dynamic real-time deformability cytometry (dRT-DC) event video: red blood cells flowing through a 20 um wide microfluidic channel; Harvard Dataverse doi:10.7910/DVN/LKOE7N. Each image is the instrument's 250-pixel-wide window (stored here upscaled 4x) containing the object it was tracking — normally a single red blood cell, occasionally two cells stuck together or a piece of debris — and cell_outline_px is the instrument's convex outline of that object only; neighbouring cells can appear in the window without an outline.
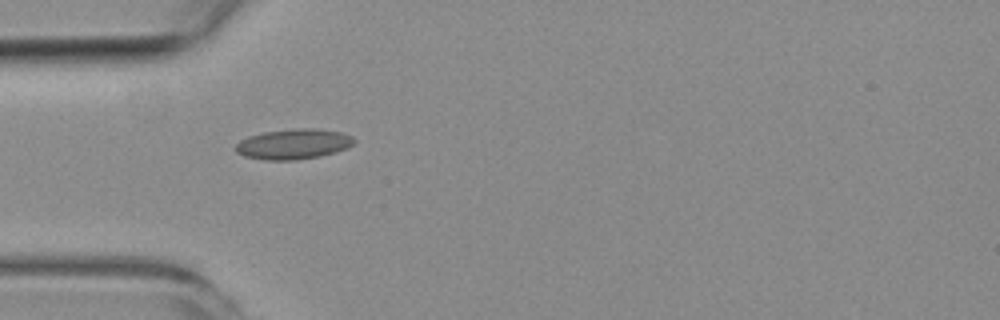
{"species": "common noctule bat (a hibernating species)", "species_latin": "Nyctalus noctula", "temperature_condition": "room temperature", "stored_images_in_passage": 2, "camera_frame_rate_fps": 3000, "um_per_image_px": 0.085, "animal": {"sex": "female", "body_mass_g": 19.3, "forearm_length_mm": 54.1}, "frame": {"image": 1, "passage_image": 1, "time_ms": 0.0, "image_size_px": [1000, 320], "cell_outline_px": [[356, 140], [348, 148], [320, 156], [296, 160], [264, 160], [244, 156], [236, 152], [236, 144], [240, 140], [248, 136], [264, 132], [300, 128], [316, 128], [340, 132], [352, 136]], "centroid_in_image_um": [24.94, 12.25], "position_along_channel_um": 60.1, "area_um2": 20.87}}
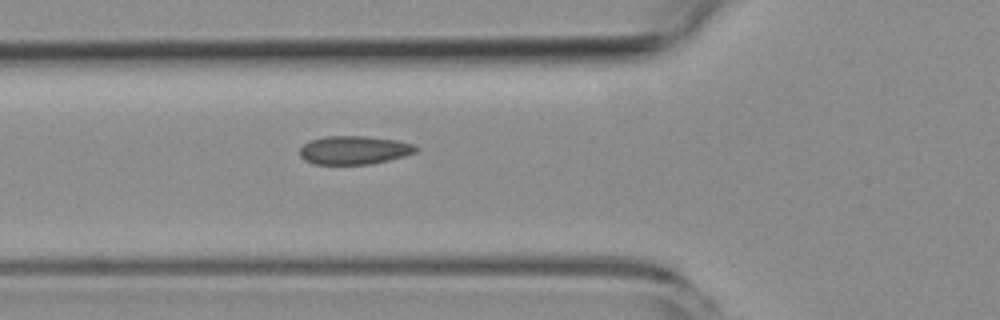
{"frame": {"image": 2, "passage_image": 2, "time_ms": 1.0, "image_size_px": [1000, 320], "cell_outline_px": [[416, 152], [404, 156], [372, 164], [312, 164], [304, 160], [300, 156], [300, 148], [308, 140], [324, 136], [364, 136], [400, 140], [412, 144], [416, 148]], "centroid_in_image_um": [30.06, 12.75], "position_along_channel_um": 95.7, "area_um2": 19.36}}